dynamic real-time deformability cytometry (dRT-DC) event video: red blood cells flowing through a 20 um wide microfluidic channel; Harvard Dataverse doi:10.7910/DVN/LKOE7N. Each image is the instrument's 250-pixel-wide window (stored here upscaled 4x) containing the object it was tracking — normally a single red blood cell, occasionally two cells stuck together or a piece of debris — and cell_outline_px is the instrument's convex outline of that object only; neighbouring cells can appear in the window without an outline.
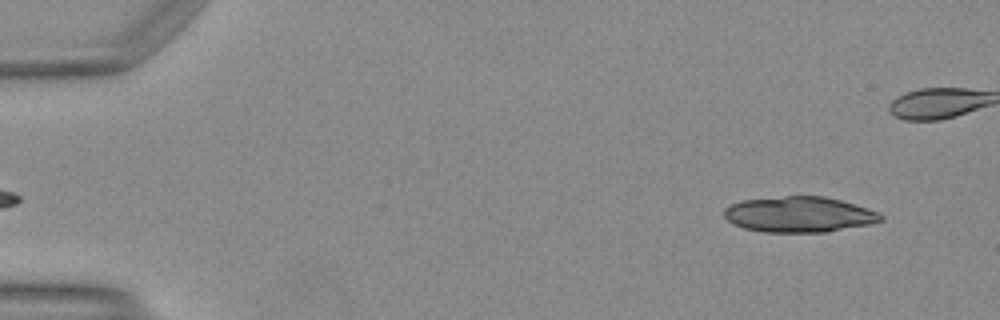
{"species": "Egyptian fruit bat (a non-hibernating species)", "species_latin": "Rousettus aegyptiacus", "temperature_condition": "warm", "stored_images_in_passage": 13, "camera_frame_rate_fps": 3000, "um_per_image_px": 0.085, "animal": {"sex": "female"}, "frame": {"image": 1, "passage_image": 4, "time_ms": 1.0, "image_size_px": [1000, 320], "cell_outline_px": [[884, 220], [872, 224], [824, 232], [764, 232], [744, 228], [732, 224], [724, 216], [724, 208], [740, 200], [784, 196], [824, 196], [840, 200], [868, 208], [884, 216]], "centroid_in_image_um": [67.92, 18.23], "position_along_channel_um": 17.1, "area_um2": 32.6}}